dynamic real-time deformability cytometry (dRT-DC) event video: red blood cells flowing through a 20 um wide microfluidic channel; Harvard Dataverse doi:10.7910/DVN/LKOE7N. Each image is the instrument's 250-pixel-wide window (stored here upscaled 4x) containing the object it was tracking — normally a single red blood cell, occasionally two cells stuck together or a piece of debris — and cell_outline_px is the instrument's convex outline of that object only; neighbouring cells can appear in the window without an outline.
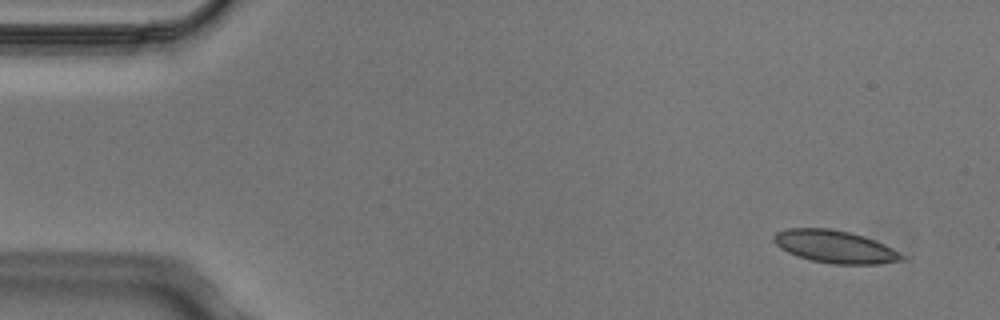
{"species": "Egyptian fruit bat (a non-hibernating species)", "species_latin": "Rousettus aegyptiacus", "temperature_condition": "cold", "stored_images_in_passage": 5, "segment_of_instrument_passage": [1, 2], "camera_frame_rate_fps": 3000, "um_per_image_px": 0.085, "animal": {"sex": "male"}, "frame": {"image": 1, "passage_image": 1, "time_ms": 0.0, "image_size_px": [1000, 320], "cell_outline_px": [[904, 260], [876, 264], [832, 264], [812, 260], [796, 256], [780, 248], [772, 240], [772, 236], [776, 232], [784, 228], [828, 228], [848, 232], [864, 236], [884, 244], [892, 248], [904, 256]], "centroid_in_image_um": [70.92, 20.96], "position_along_channel_um": 14.1, "area_um2": 24.28}}
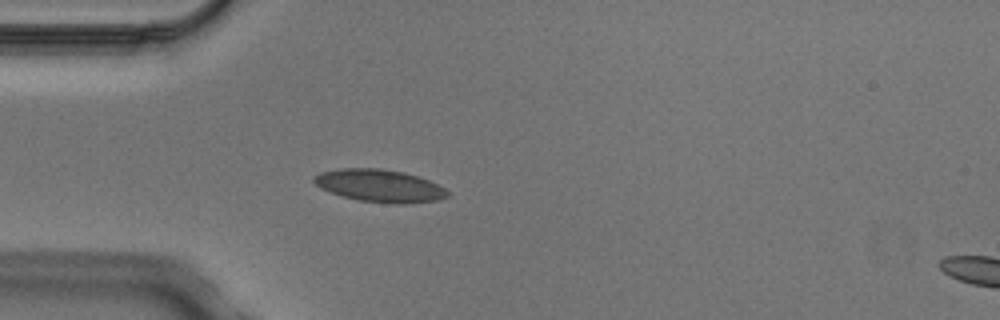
{"frame": {"image": 2, "passage_image": 4, "time_ms": 1.0, "image_size_px": [1000, 320], "cell_outline_px": [[452, 192], [448, 196], [440, 200], [404, 204], [392, 204], [360, 200], [344, 196], [320, 188], [312, 180], [312, 176], [320, 172], [340, 168], [380, 168], [404, 172], [428, 180]], "centroid_in_image_um": [32.28, 15.79], "position_along_channel_um": 52.7, "area_um2": 25.37}}